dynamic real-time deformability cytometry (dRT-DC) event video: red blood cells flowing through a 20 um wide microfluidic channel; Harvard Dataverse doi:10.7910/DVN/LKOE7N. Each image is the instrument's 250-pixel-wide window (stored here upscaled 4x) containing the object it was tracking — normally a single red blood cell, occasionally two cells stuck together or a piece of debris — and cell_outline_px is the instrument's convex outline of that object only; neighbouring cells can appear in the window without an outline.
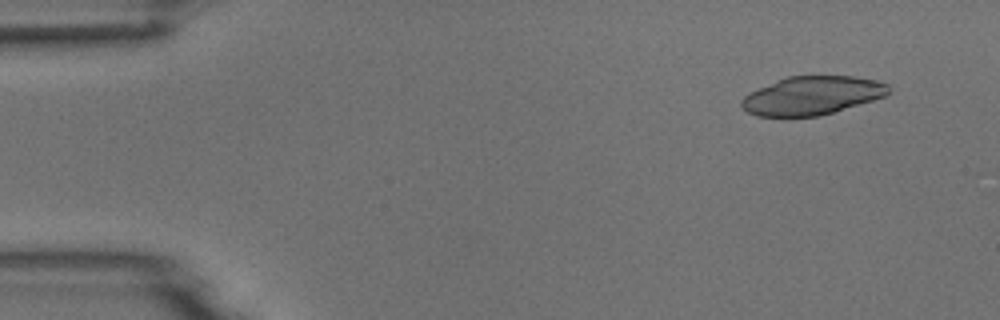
{"species": "common noctule bat (a hibernating species)", "species_latin": "Nyctalus noctula", "temperature_condition": "room temperature", "stored_images_in_passage": 4, "camera_frame_rate_fps": 3000, "um_per_image_px": 0.085, "animal": {"sex": "male", "body_mass_g": 18.8}, "frame": {"image": 1, "passage_image": 1, "time_ms": 0.0, "image_size_px": [1000, 320], "cell_outline_px": [[892, 92], [884, 96], [872, 100], [820, 116], [756, 116], [748, 112], [740, 104], [740, 100], [744, 96], [776, 80], [788, 76], [852, 76], [876, 80], [888, 84]], "centroid_in_image_um": [69.04, 8.12], "position_along_channel_um": 16.0, "area_um2": 32.71}}